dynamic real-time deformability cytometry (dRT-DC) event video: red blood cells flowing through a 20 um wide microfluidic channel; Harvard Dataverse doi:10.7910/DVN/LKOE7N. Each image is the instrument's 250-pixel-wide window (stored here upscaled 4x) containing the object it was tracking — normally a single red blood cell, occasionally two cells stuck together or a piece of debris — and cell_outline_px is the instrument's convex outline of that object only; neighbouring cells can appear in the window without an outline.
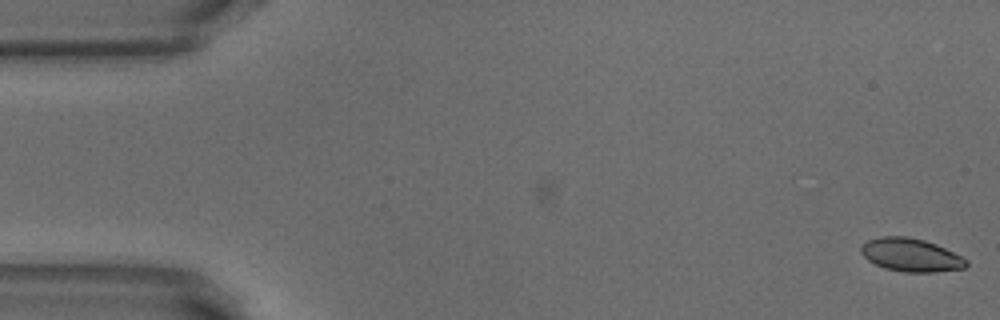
{"species": "common noctule bat (a hibernating species)", "species_latin": "Nyctalus noctula", "temperature_condition": "warm", "stored_images_in_passage": 5, "camera_frame_rate_fps": 3000, "um_per_image_px": 0.085, "animal": {"sex": "male", "body_mass_g": 18.8}, "frame": {"image": 1, "passage_image": 5, "time_ms": 1.333, "image_size_px": [1000, 320], "cell_outline_px": [[968, 264], [964, 268], [932, 272], [904, 272], [884, 268], [868, 260], [860, 252], [860, 244], [868, 240], [880, 236], [908, 236], [924, 240], [936, 244], [968, 260]], "centroid_in_image_um": [77.39, 21.66], "position_along_channel_um": 7.6, "area_um2": 20.35}}